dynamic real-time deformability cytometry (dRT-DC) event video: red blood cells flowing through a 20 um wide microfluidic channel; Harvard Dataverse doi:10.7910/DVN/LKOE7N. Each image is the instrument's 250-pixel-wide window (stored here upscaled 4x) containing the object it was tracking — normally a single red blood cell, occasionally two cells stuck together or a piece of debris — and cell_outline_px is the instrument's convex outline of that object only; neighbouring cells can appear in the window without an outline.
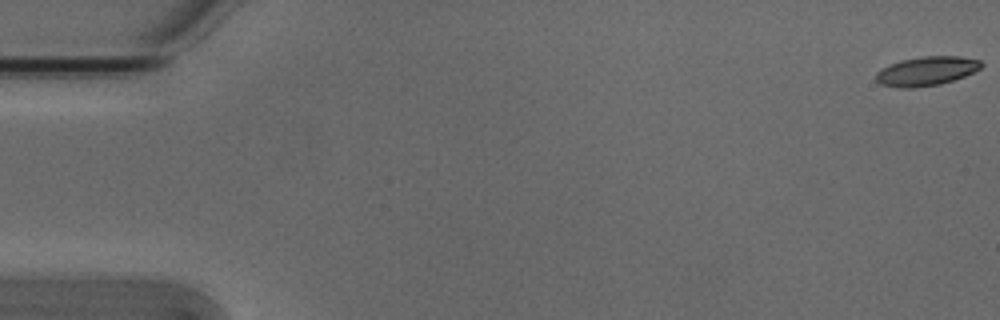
{"species": "Egyptian fruit bat (a non-hibernating species)", "species_latin": "Rousettus aegyptiacus", "temperature_condition": "cold", "stored_images_in_passage": 55, "camera_frame_rate_fps": 3000, "um_per_image_px": 0.085, "animal": {"sex": "male"}, "frame": {"image": 1, "passage_image": 1, "time_ms": 0.0, "image_size_px": [1000, 320], "cell_outline_px": [[984, 64], [980, 68], [964, 76], [940, 84], [912, 88], [900, 88], [880, 84], [876, 80], [876, 72], [900, 60], [924, 56], [960, 56], [980, 60]], "centroid_in_image_um": [78.76, 6.04], "position_along_channel_um": 6.2, "area_um2": 17.69}}
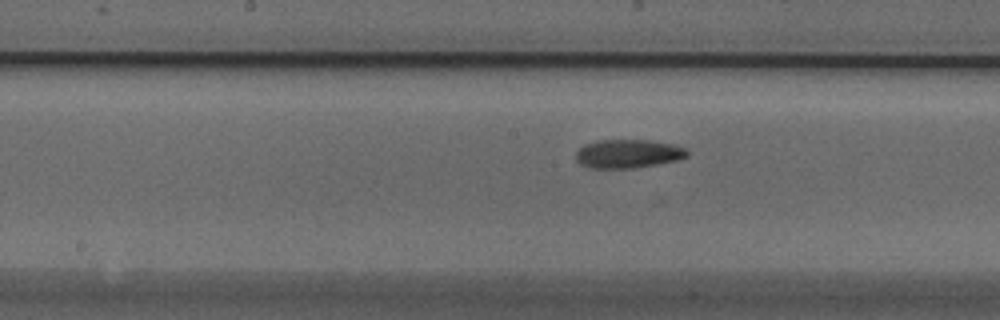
{"frame": {"image": 2, "passage_image": 28, "time_ms": 9.0, "image_size_px": [1000, 320], "cell_outline_px": [[688, 156], [680, 160], [636, 168], [592, 168], [580, 164], [576, 160], [576, 152], [584, 144], [596, 140], [648, 140], [672, 144], [684, 148], [688, 152]], "centroid_in_image_um": [53.38, 13.07], "position_along_channel_um": 194.8, "area_um2": 18.67}}
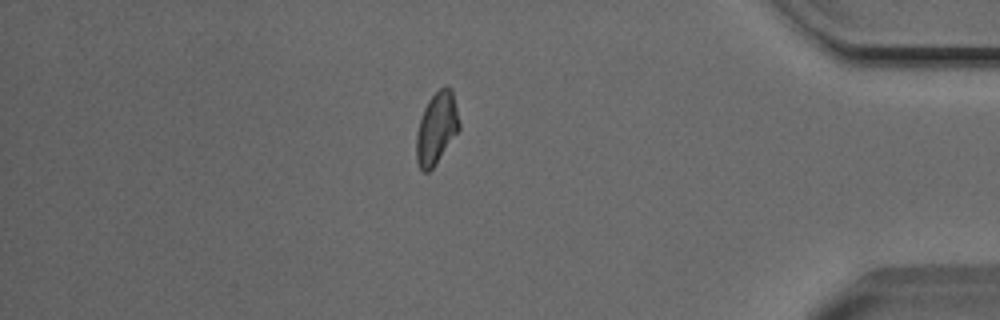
{"frame": {"image": 3, "passage_image": 47, "time_ms": 15.333, "image_size_px": [1000, 320], "cell_outline_px": [[460, 128], [436, 164], [428, 172], [424, 172], [420, 168], [416, 160], [416, 136], [420, 120], [424, 108], [428, 100], [440, 88], [452, 88], [460, 124]], "centroid_in_image_um": [37.1, 10.92], "position_along_channel_um": 398.1, "area_um2": 17.74}, "authors_computed_cell_mechanics": {"area_um2": 18.2648, "velocity_mm_per_s": 3.8008, "shape_relaxation_time_tau1_ms": 5.5163, "shape_relaxation_time_tau2_ms": 6.2931, "deformation_change_tau1": 0.1515, "deformation_change_tau2": 0.1404}}